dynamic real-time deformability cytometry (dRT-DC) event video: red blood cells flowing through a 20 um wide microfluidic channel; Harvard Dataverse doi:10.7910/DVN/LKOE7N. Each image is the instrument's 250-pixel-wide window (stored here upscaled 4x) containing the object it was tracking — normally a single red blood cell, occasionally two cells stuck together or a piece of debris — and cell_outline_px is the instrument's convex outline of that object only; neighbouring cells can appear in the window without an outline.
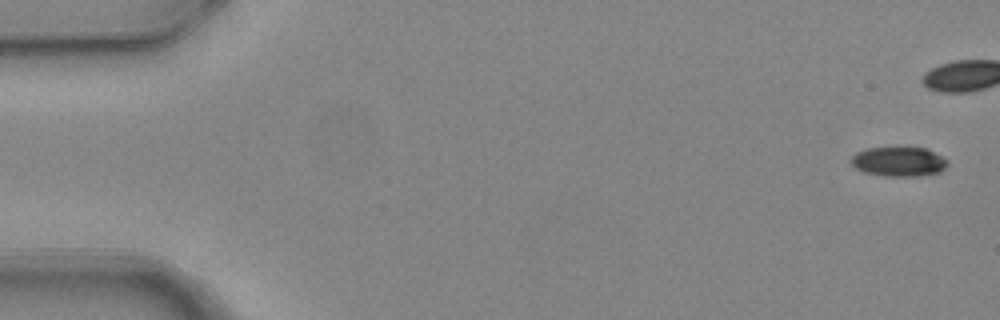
{"species": "common noctule bat (a hibernating species)", "species_latin": "Nyctalus noctula", "temperature_condition": "warm", "stored_images_in_passage": 9, "camera_frame_rate_fps": 3000, "um_per_image_px": 0.085, "animal": {"sex": "female", "body_mass_g": 24.6, "forearm_length_mm": 56.2}, "frame": {"image": 1, "passage_image": 1, "time_ms": 0.0, "image_size_px": [1000, 320], "cell_outline_px": [[948, 164], [940, 172], [916, 176], [884, 176], [864, 172], [856, 168], [852, 164], [852, 156], [856, 152], [868, 148], [928, 148], [948, 160]], "centroid_in_image_um": [76.41, 13.74], "position_along_channel_um": 8.6, "area_um2": 16.47}}
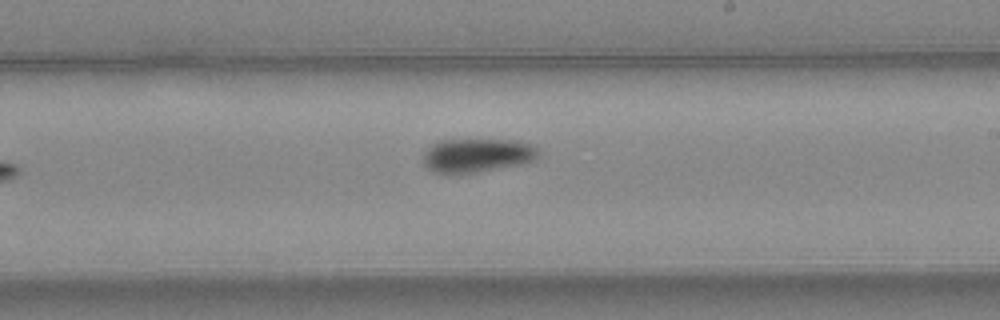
{"frame": {"image": 2, "passage_image": 9, "time_ms": 2.667, "image_size_px": [1000, 320], "cell_outline_px": [[536, 156], [532, 160], [520, 164], [476, 172], [436, 172], [428, 168], [424, 164], [424, 152], [436, 140], [516, 140], [532, 144], [536, 148]], "centroid_in_image_um": [40.52, 13.18], "position_along_channel_um": 248.5, "area_um2": 22.14}}